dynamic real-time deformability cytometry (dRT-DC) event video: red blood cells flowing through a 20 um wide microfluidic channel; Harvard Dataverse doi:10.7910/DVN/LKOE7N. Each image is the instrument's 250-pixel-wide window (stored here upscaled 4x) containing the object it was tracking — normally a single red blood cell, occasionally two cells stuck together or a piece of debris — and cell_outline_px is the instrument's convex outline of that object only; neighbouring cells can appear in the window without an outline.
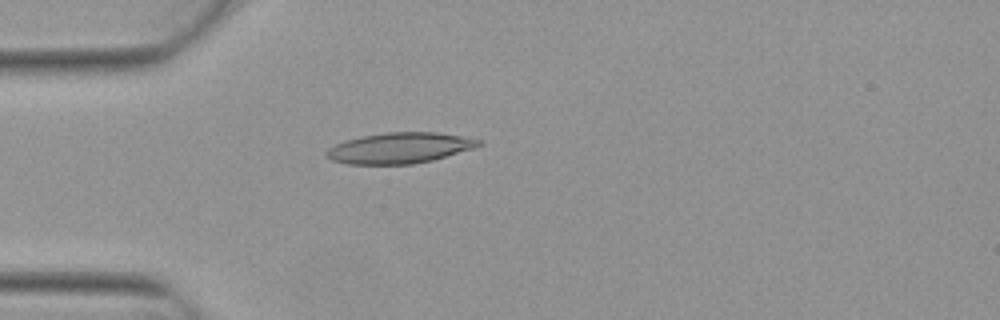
{"species": "Egyptian fruit bat (a non-hibernating species)", "species_latin": "Rousettus aegyptiacus", "temperature_condition": "warm", "stored_images_in_passage": 6, "camera_frame_rate_fps": 3000, "um_per_image_px": 0.085, "animal": {"sex": "female"}, "frame": {"image": 1, "passage_image": 5, "time_ms": 1.333, "image_size_px": [1000, 320], "cell_outline_px": [[484, 144], [472, 148], [432, 160], [412, 164], [348, 164], [332, 160], [324, 156], [324, 152], [328, 148], [344, 140], [360, 136], [388, 132], [436, 132], [484, 140]], "centroid_in_image_um": [33.93, 12.57], "position_along_channel_um": 51.1, "area_um2": 27.28}}